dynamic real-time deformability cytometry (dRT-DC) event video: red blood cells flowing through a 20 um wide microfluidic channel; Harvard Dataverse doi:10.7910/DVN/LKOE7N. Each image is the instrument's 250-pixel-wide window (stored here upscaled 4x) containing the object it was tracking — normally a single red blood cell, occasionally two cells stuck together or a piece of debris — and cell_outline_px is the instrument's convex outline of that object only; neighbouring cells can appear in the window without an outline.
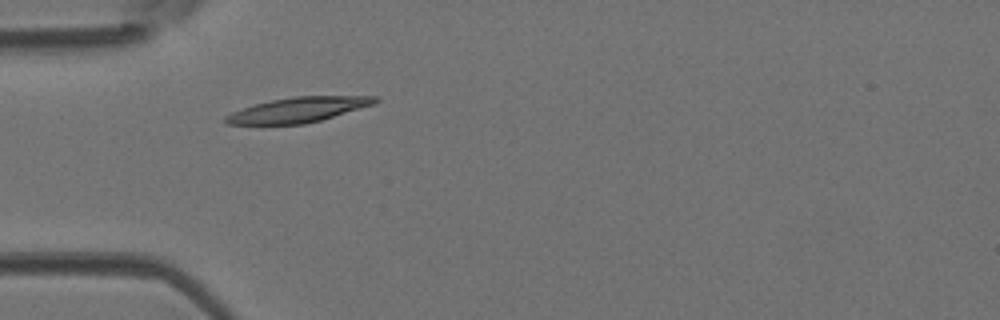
{"species": "Egyptian fruit bat (a non-hibernating species)", "species_latin": "Rousettus aegyptiacus", "temperature_condition": "room temperature", "stored_images_in_passage": 33, "camera_frame_rate_fps": 3000, "um_per_image_px": 0.085, "animal": {"sex": "female"}, "frame": {"image": 1, "passage_image": 1, "time_ms": 0.0, "image_size_px": [1000, 320], "cell_outline_px": [[380, 100], [376, 104], [320, 120], [304, 124], [260, 128], [228, 124], [224, 120], [224, 116], [232, 112], [256, 104], [272, 100], [296, 96], [376, 96]], "centroid_in_image_um": [25.25, 9.39], "position_along_channel_um": 59.7, "area_um2": 22.66}}
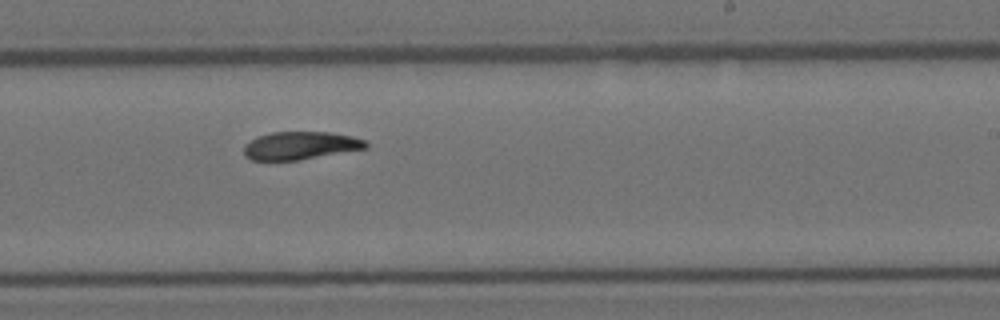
{"frame": {"image": 2, "passage_image": 15, "time_ms": 4.667, "image_size_px": [1000, 320], "cell_outline_px": [[368, 148], [300, 160], [252, 160], [244, 156], [244, 144], [256, 136], [272, 132], [328, 132], [352, 136], [364, 140], [368, 144]], "centroid_in_image_um": [25.51, 12.37], "position_along_channel_um": 263.5, "area_um2": 19.94}}
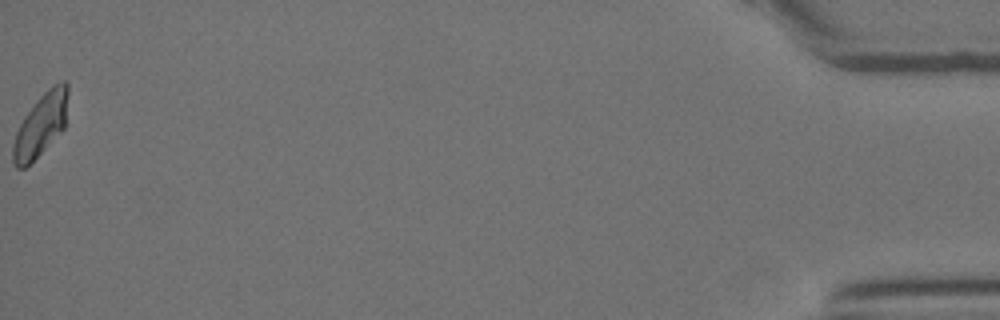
{"frame": {"image": 3, "passage_image": 33, "time_ms": 10.667, "image_size_px": [1000, 320], "cell_outline_px": [[68, 96], [64, 128], [24, 168], [16, 168], [12, 160], [12, 144], [16, 132], [24, 116], [40, 96], [52, 84], [60, 80], [64, 80], [68, 84]], "centroid_in_image_um": [3.46, 10.56], "position_along_channel_um": 431.7, "area_um2": 19.83}}